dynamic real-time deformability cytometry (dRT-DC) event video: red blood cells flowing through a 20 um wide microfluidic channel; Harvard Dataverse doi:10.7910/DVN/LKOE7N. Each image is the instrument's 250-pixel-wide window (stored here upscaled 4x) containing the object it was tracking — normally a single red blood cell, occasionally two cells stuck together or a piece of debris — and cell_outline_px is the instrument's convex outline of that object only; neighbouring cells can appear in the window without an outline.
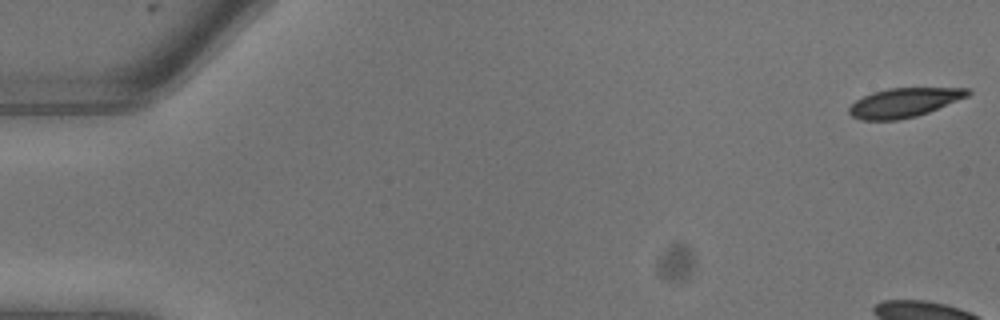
{"species": "common noctule bat (a hibernating species)", "species_latin": "Nyctalus noctula", "temperature_condition": "warm", "stored_images_in_passage": 10, "camera_frame_rate_fps": 3000, "um_per_image_px": 0.085, "animal": {"sex": "male", "body_mass_g": 13.3}, "frame": {"image": 1, "passage_image": 1, "time_ms": 0.0, "image_size_px": [1000, 320], "cell_outline_px": [[972, 92], [968, 96], [928, 112], [916, 116], [896, 120], [860, 120], [852, 116], [848, 112], [848, 108], [856, 100], [872, 92], [888, 88], [968, 88]], "centroid_in_image_um": [76.82, 8.72], "position_along_channel_um": 8.2, "area_um2": 20.06}}
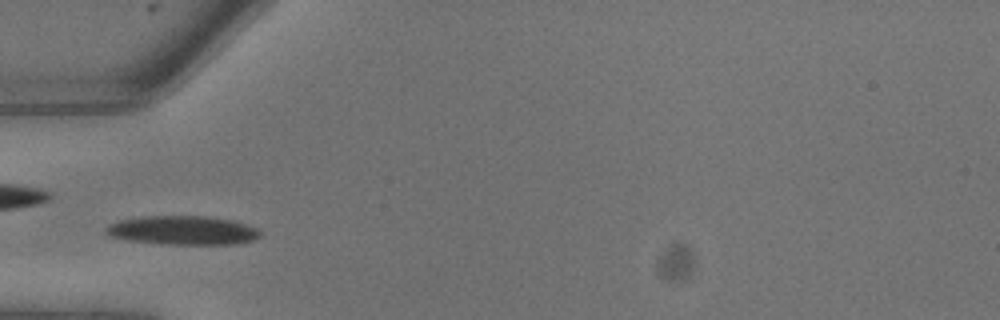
{"frame": {"image": 2, "passage_image": 9, "time_ms": 2.667, "image_size_px": [1000, 320], "cell_outline_px": [[260, 236], [256, 240], [236, 244], [160, 244], [128, 240], [108, 236], [104, 232], [104, 228], [108, 224], [120, 220], [140, 216], [208, 216], [232, 220], [256, 228], [260, 232]], "centroid_in_image_um": [15.49, 19.58], "position_along_channel_um": 69.5, "area_um2": 26.24}}